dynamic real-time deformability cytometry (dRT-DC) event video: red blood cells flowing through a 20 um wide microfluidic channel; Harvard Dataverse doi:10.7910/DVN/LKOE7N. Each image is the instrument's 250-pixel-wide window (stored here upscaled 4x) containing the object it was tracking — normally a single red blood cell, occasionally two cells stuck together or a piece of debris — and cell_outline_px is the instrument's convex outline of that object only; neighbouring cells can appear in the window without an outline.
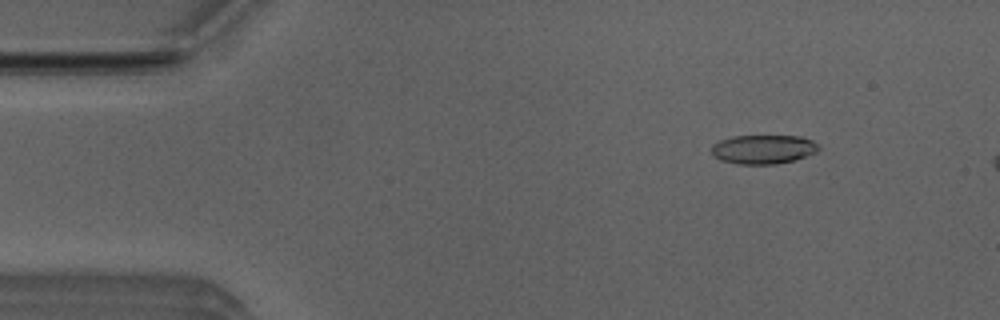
{"species": "Egyptian fruit bat (a non-hibernating species)", "species_latin": "Rousettus aegyptiacus", "temperature_condition": "room temperature", "stored_images_in_passage": 6, "camera_frame_rate_fps": 3000, "um_per_image_px": 0.085, "animal": {"sex": "male"}, "frame": {"image": 1, "passage_image": 2, "time_ms": 0.333, "image_size_px": [1000, 320], "cell_outline_px": [[820, 148], [816, 152], [796, 160], [776, 164], [740, 164], [720, 160], [712, 156], [712, 144], [720, 140], [732, 136], [800, 136], [812, 140], [820, 144]], "centroid_in_image_um": [64.89, 12.69], "position_along_channel_um": 20.1, "area_um2": 18.32}}